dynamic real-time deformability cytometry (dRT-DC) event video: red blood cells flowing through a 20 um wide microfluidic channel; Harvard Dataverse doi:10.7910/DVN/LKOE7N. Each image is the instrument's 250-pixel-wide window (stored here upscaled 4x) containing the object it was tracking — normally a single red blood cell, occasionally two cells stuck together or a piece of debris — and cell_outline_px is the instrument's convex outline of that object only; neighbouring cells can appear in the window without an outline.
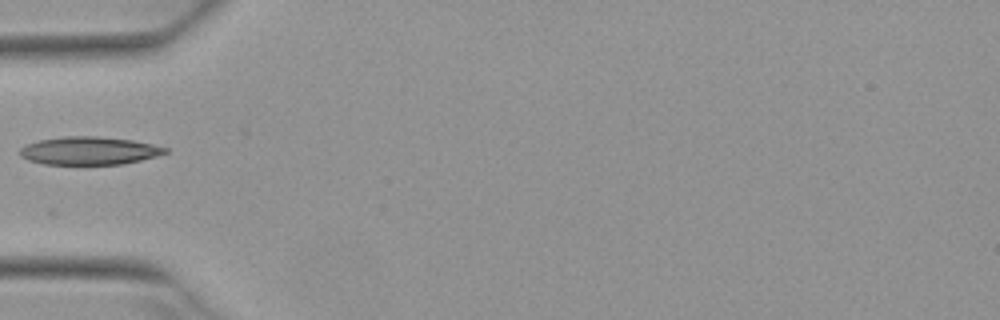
{"species": "Egyptian fruit bat (a non-hibernating species)", "species_latin": "Rousettus aegyptiacus", "temperature_condition": "warm", "stored_images_in_passage": 5, "camera_frame_rate_fps": 3000, "um_per_image_px": 0.085, "animal": {"sex": "female"}, "frame": {"image": 1, "passage_image": 5, "time_ms": 1.333, "image_size_px": [1000, 320], "cell_outline_px": [[168, 152], [156, 156], [124, 164], [44, 164], [28, 160], [20, 156], [20, 148], [24, 144], [40, 140], [64, 136], [100, 136], [132, 140], [152, 144], [168, 148]], "centroid_in_image_um": [7.56, 12.8], "position_along_channel_um": 77.4, "area_um2": 23.76}}